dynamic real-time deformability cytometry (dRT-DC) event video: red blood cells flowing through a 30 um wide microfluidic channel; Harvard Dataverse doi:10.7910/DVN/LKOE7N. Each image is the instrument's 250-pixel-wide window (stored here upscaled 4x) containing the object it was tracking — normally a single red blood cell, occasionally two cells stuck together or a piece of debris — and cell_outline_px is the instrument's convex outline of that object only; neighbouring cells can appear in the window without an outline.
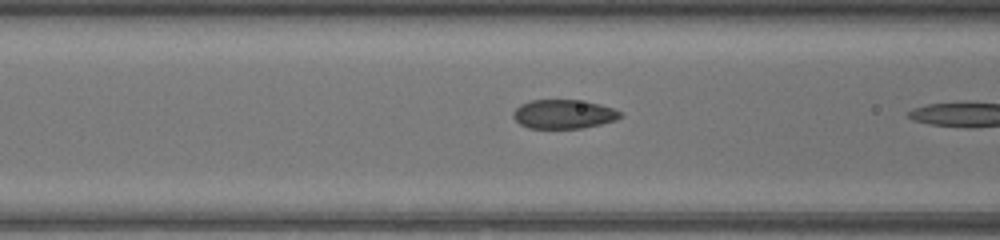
{"species": "common noctule bat (a hibernating species)", "species_latin": "Nyctalus noctula", "temperature_condition": "warm", "stored_images_in_passage": 17, "camera_frame_rate_fps": 3000, "um_per_image_px": 0.085, "animal": {"sex": "female", "body_mass_g": 17.0, "forearm_length_mm": 48.0}, "frame": {"image": 1, "passage_image": 16, "time_ms": 5.0, "image_size_px": [1000, 240], "cell_outline_px": [[624, 116], [616, 120], [584, 128], [528, 128], [520, 124], [512, 116], [512, 112], [520, 104], [528, 100], [576, 100], [600, 104], [624, 112]], "centroid_in_image_um": [47.92, 9.7], "position_along_channel_um": 118.7, "area_um2": 18.26}}